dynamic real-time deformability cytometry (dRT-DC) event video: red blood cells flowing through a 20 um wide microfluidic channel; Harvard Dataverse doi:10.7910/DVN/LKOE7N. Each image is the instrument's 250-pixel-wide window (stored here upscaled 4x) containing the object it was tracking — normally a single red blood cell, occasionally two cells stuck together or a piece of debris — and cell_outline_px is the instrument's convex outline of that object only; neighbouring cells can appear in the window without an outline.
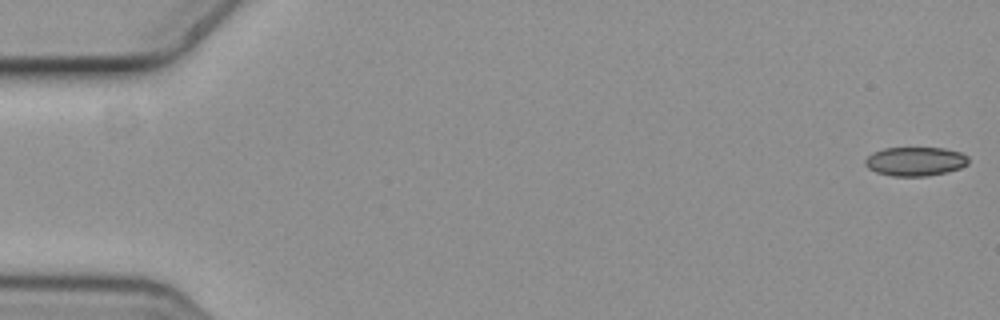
{"species": "common noctule bat (a hibernating species)", "species_latin": "Nyctalus noctula", "temperature_condition": "cold", "stored_images_in_passage": 9, "camera_frame_rate_fps": 3000, "um_per_image_px": 0.085, "animal": {"sex": "female", "body_mass_g": 19.3, "forearm_length_mm": 54.1}, "frame": {"image": 1, "passage_image": 1, "time_ms": 0.0, "image_size_px": [1000, 320], "cell_outline_px": [[968, 164], [960, 168], [948, 172], [924, 176], [892, 176], [876, 172], [868, 168], [864, 164], [864, 160], [872, 152], [884, 148], [944, 148], [960, 152], [968, 156]], "centroid_in_image_um": [77.79, 13.72], "position_along_channel_um": 7.2, "area_um2": 17.51}}
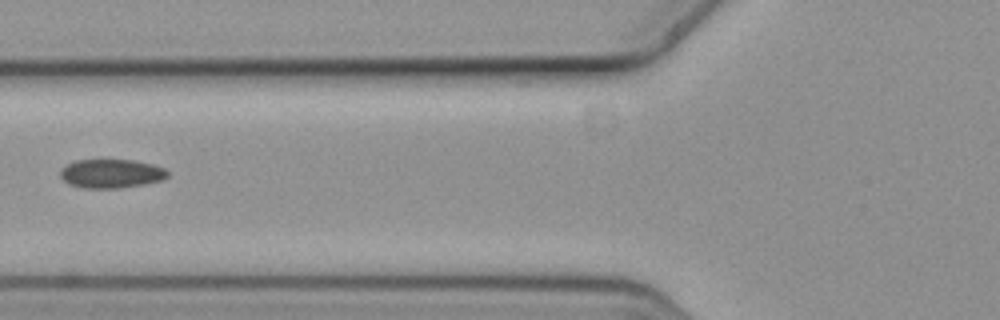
{"frame": {"image": 2, "passage_image": 6, "time_ms": 1.667, "image_size_px": [1000, 320], "cell_outline_px": [[168, 176], [164, 180], [144, 184], [116, 188], [84, 188], [68, 184], [60, 176], [60, 168], [64, 164], [76, 160], [136, 160], [152, 164], [164, 168], [168, 172]], "centroid_in_image_um": [9.43, 14.75], "position_along_channel_um": 116.4, "area_um2": 18.21}}
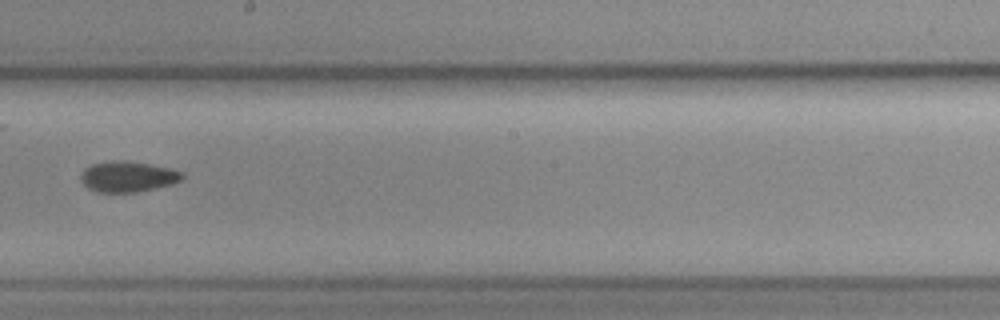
{"frame": {"image": 3, "passage_image": 9, "time_ms": 2.667, "image_size_px": [1000, 320], "cell_outline_px": [[184, 176], [180, 180], [172, 184], [136, 192], [96, 192], [88, 188], [80, 180], [80, 176], [84, 168], [92, 164], [108, 160], [128, 160], [172, 168], [180, 172]], "centroid_in_image_um": [10.82, 14.99], "position_along_channel_um": 237.4, "area_um2": 18.26}}